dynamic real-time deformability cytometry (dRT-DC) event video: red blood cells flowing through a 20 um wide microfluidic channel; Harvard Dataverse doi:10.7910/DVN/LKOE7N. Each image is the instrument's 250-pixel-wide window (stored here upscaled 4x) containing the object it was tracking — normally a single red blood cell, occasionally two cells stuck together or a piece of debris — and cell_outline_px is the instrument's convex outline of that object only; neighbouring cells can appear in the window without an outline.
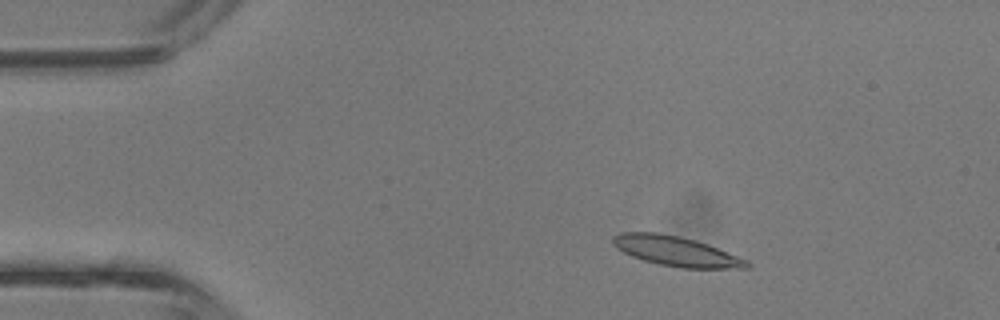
{"species": "common noctule bat (a hibernating species)", "species_latin": "Nyctalus noctula", "temperature_condition": "room temperature", "stored_images_in_passage": 41, "camera_frame_rate_fps": 3000, "um_per_image_px": 0.085, "animal": {"sex": "male", "body_mass_g": 13.3}, "frame": {"image": 1, "passage_image": 6, "time_ms": 1.667, "image_size_px": [1000, 320], "cell_outline_px": [[752, 264], [748, 268], [680, 268], [660, 264], [644, 260], [632, 256], [616, 248], [612, 244], [612, 236], [620, 232], [656, 232], [680, 236], [696, 240], [708, 244], [748, 260]], "centroid_in_image_um": [57.46, 21.34], "position_along_channel_um": 27.5, "area_um2": 23.35}}
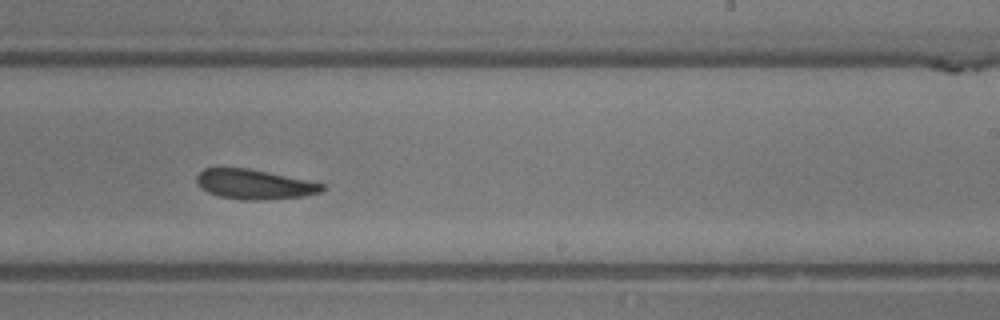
{"frame": {"image": 2, "passage_image": 25, "time_ms": 8.0, "image_size_px": [1000, 320], "cell_outline_px": [[324, 188], [320, 192], [304, 196], [260, 200], [244, 200], [216, 196], [200, 188], [196, 180], [196, 176], [204, 168], [248, 168], [308, 180], [324, 184]], "centroid_in_image_um": [21.59, 15.67], "position_along_channel_um": 267.4, "area_um2": 21.73}}
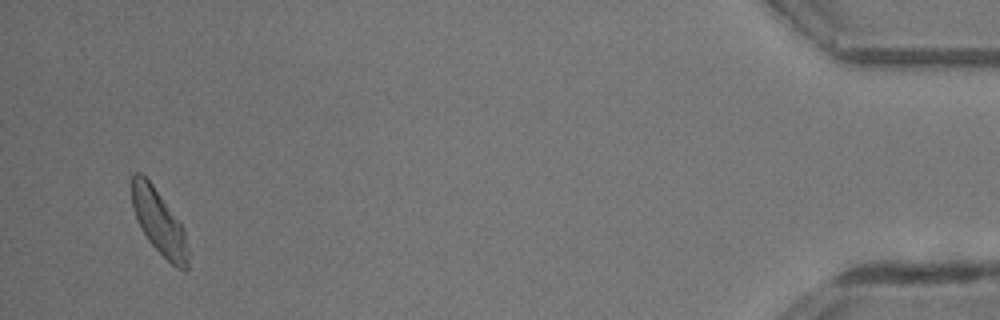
{"frame": {"image": 3, "passage_image": 40, "time_ms": 13.0, "image_size_px": [1000, 320], "cell_outline_px": [[188, 268], [176, 268], [148, 240], [132, 208], [132, 176], [136, 172], [140, 172], [152, 184], [180, 220], [184, 228], [188, 252]], "centroid_in_image_um": [13.54, 18.85], "position_along_channel_um": 421.7, "area_um2": 20.81}, "authors_computed_cell_mechanics": {"area_um2": 22.6576, "velocity_mm_per_s": 4.7893, "shape_relaxation_time_tau1_ms": 6.8402, "shape_relaxation_time_tau2_ms": null, "deformation_change_tau1": 0.1518, "deformation_change_tau2": null}}